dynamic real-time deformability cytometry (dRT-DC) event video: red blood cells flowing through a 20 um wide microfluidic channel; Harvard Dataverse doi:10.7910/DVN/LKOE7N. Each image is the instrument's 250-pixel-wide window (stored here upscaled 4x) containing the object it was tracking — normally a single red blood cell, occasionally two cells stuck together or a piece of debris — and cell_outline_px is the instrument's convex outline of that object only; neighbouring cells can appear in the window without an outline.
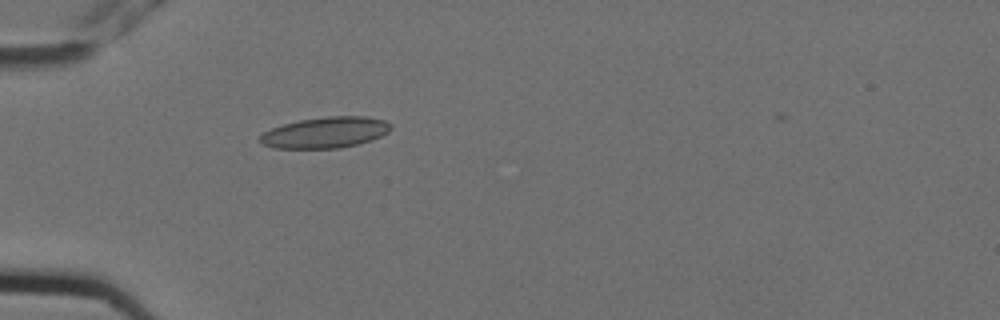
{"species": "Egyptian fruit bat (a non-hibernating species)", "species_latin": "Rousettus aegyptiacus", "temperature_condition": "cold", "stored_images_in_passage": 1, "camera_frame_rate_fps": 3000, "um_per_image_px": 0.085, "animal": {"sex": "female"}, "frame": {"image": 1, "passage_image": 1, "time_ms": 0.0, "image_size_px": [1000, 320], "cell_outline_px": [[392, 128], [388, 132], [372, 140], [360, 144], [340, 148], [272, 148], [260, 144], [260, 136], [264, 132], [272, 128], [284, 124], [300, 120], [328, 116], [368, 116], [384, 120], [392, 124]], "centroid_in_image_um": [27.68, 11.26], "position_along_channel_um": 57.3, "area_um2": 23.76}}